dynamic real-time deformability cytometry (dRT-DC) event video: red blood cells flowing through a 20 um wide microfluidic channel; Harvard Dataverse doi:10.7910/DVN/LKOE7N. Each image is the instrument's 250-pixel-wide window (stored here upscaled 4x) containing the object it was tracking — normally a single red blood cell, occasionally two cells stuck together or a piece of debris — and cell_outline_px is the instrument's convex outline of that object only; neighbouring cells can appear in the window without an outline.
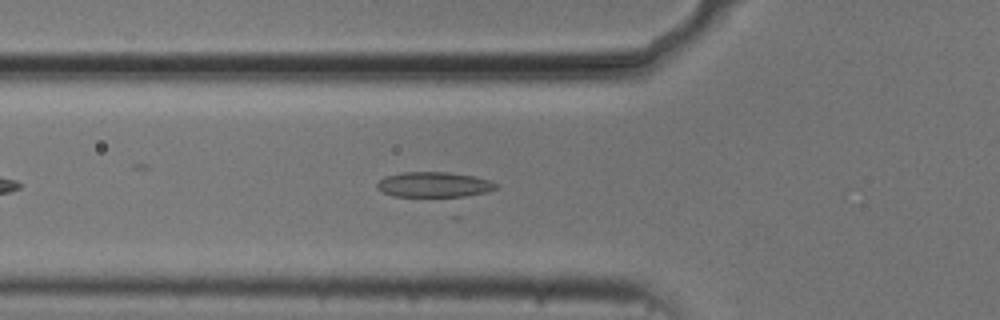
{"species": "common noctule bat (a hibernating species)", "species_latin": "Nyctalus noctula", "temperature_condition": "cold", "stored_images_in_passage": 43, "camera_frame_rate_fps": 3000, "um_per_image_px": 0.085, "animal": {"sex": "male", "body_mass_g": 20.5, "forearm_length_mm": 52.5}, "frame": {"image": 1, "passage_image": 8, "time_ms": 2.333, "image_size_px": [1000, 320], "cell_outline_px": [[500, 184], [496, 188], [488, 192], [456, 200], [452, 200], [392, 196], [376, 188], [376, 184], [384, 176], [404, 172], [448, 172], [472, 176], [492, 180]], "centroid_in_image_um": [36.96, 15.76], "position_along_channel_um": 88.8, "area_um2": 18.84}}
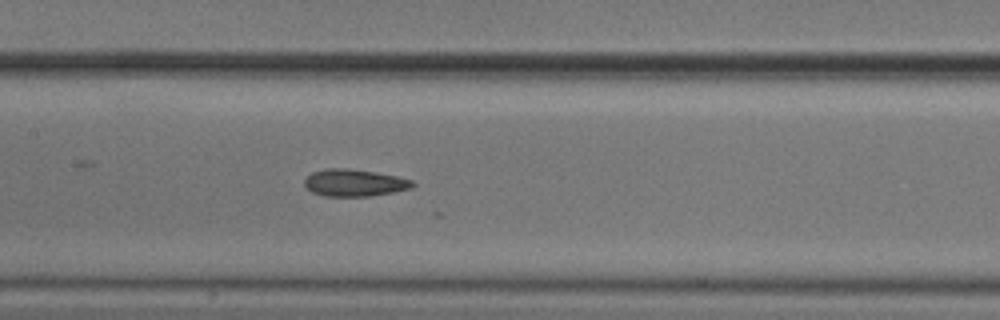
{"frame": {"image": 2, "passage_image": 15, "time_ms": 4.667, "image_size_px": [1000, 320], "cell_outline_px": [[416, 184], [412, 188], [392, 192], [368, 196], [324, 196], [312, 192], [304, 184], [304, 180], [312, 172], [328, 168], [348, 168], [376, 172], [396, 176], [412, 180]], "centroid_in_image_um": [30.13, 15.53], "position_along_channel_um": 177.3, "area_um2": 16.99}}
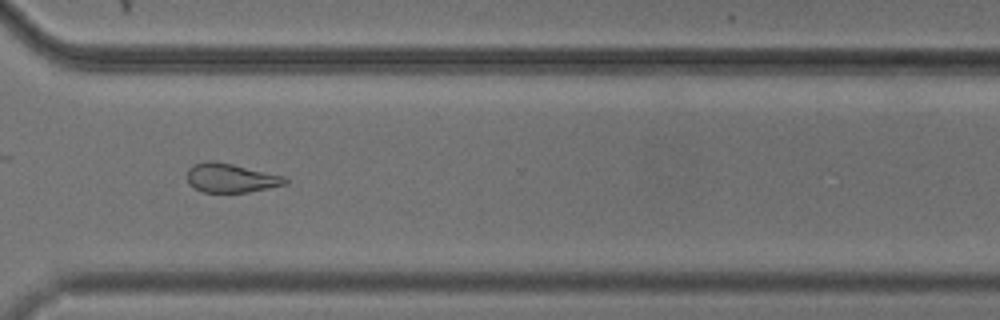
{"frame": {"image": 3, "passage_image": 29, "time_ms": 9.333, "image_size_px": [1000, 320], "cell_outline_px": [[288, 184], [248, 192], [204, 192], [188, 184], [188, 168], [192, 164], [204, 160], [212, 160], [232, 164], [284, 176], [288, 180]], "centroid_in_image_um": [19.6, 15.11], "position_along_channel_um": 351.0, "area_um2": 16.59}, "authors_computed_cell_mechanics": {"area_um2": 17.3978, "velocity_mm_per_s": 3.7497, "shape_relaxation_time_tau1_ms": null, "shape_relaxation_time_tau2_ms": 7.3486, "deformation_change_tau1": null, "deformation_change_tau2": 0.1568}}